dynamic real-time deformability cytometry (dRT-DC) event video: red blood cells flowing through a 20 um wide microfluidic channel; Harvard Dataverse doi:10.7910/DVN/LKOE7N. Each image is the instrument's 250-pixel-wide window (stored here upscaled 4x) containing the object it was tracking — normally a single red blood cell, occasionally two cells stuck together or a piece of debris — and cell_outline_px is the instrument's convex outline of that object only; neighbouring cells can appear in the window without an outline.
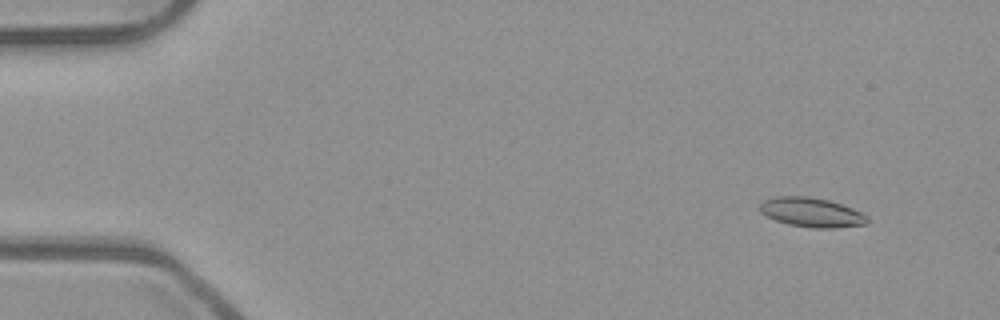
{"species": "common noctule bat (a hibernating species)", "species_latin": "Nyctalus noctula", "temperature_condition": "room temperature", "stored_images_in_passage": 49, "camera_frame_rate_fps": 3000, "um_per_image_px": 0.085, "animal": {"sex": "male", "body_mass_g": 23.1, "forearm_length_mm": 52.7}, "frame": {"image": 1, "passage_image": 1, "time_ms": 0.0, "image_size_px": [1000, 320], "cell_outline_px": [[868, 224], [832, 228], [812, 228], [788, 224], [776, 220], [760, 212], [760, 204], [764, 200], [776, 196], [808, 196], [828, 200], [852, 208], [868, 216]], "centroid_in_image_um": [68.99, 18.05], "position_along_channel_um": 16.0, "area_um2": 18.32}}
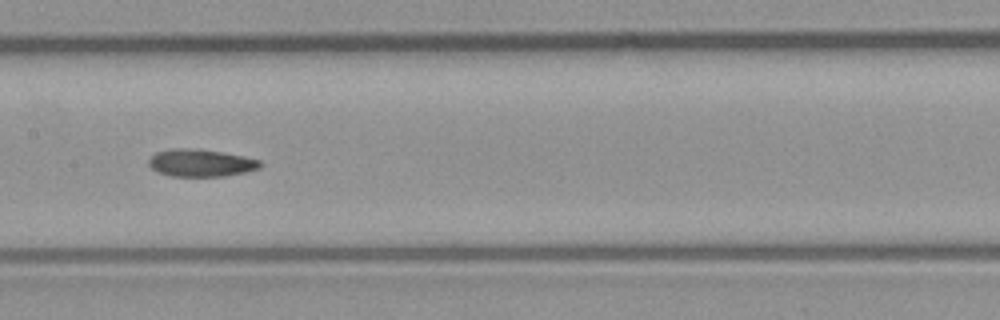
{"frame": {"image": 2, "passage_image": 23, "time_ms": 7.333, "image_size_px": [1000, 320], "cell_outline_px": [[264, 164], [260, 168], [244, 172], [224, 176], [172, 176], [156, 172], [148, 164], [148, 160], [156, 152], [172, 148], [192, 148], [220, 152], [244, 156], [260, 160]], "centroid_in_image_um": [17.06, 13.85], "position_along_channel_um": 190.3, "area_um2": 17.8}}
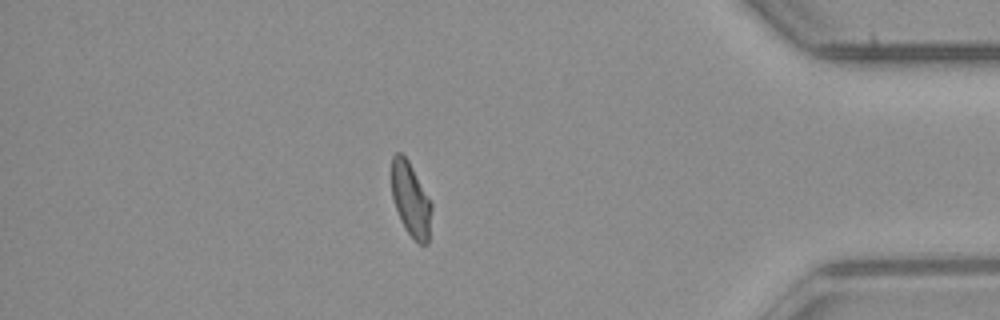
{"frame": {"image": 3, "passage_image": 42, "time_ms": 13.667, "image_size_px": [1000, 320], "cell_outline_px": [[432, 208], [428, 244], [420, 244], [408, 232], [400, 220], [392, 196], [392, 156], [396, 152], [400, 152], [408, 160], [432, 204]], "centroid_in_image_um": [34.91, 16.96], "position_along_channel_um": 400.3, "area_um2": 16.94}, "authors_computed_cell_mechanics": {"area_um2": 17.8602, "velocity_mm_per_s": 3.9297, "shape_relaxation_time_tau1_ms": null, "shape_relaxation_time_tau2_ms": 4.3816, "deformation_change_tau1": null, "deformation_change_tau2": 0.1005}}